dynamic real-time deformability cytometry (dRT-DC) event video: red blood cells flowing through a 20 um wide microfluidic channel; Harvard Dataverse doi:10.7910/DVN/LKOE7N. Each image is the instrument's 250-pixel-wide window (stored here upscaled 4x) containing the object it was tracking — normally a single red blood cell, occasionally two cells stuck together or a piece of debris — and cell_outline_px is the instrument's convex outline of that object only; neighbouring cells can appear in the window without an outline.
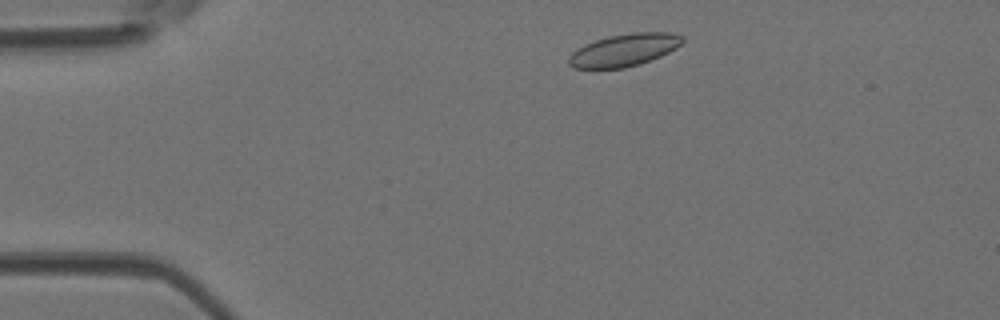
{"species": "Egyptian fruit bat (a non-hibernating species)", "species_latin": "Rousettus aegyptiacus", "temperature_condition": "room temperature", "stored_images_in_passage": 4, "camera_frame_rate_fps": 3000, "um_per_image_px": 0.085, "animal": {"sex": "female"}, "frame": {"image": 1, "passage_image": 1, "time_ms": 0.0, "image_size_px": [1000, 320], "cell_outline_px": [[684, 40], [676, 48], [660, 56], [640, 64], [624, 68], [572, 68], [568, 64], [568, 56], [572, 52], [584, 44], [608, 36], [632, 32], [672, 32], [684, 36]], "centroid_in_image_um": [53.05, 4.24], "position_along_channel_um": 32.0, "area_um2": 21.56}}
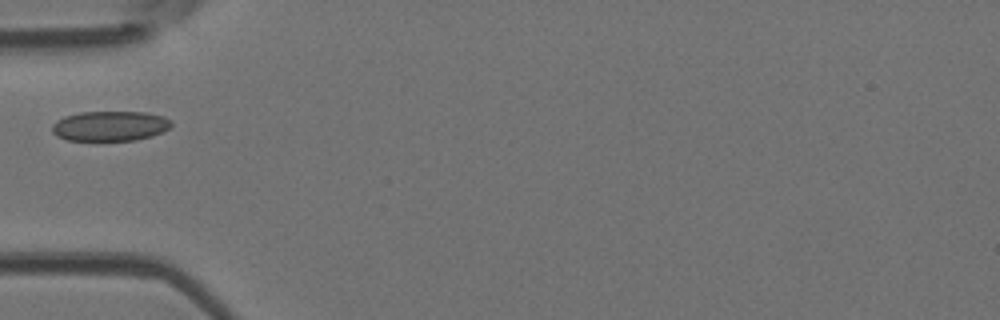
{"frame": {"image": 2, "passage_image": 3, "time_ms": 0.667, "image_size_px": [1000, 320], "cell_outline_px": [[172, 124], [168, 128], [152, 136], [136, 140], [68, 140], [56, 136], [52, 132], [52, 124], [56, 120], [64, 116], [80, 112], [144, 112], [164, 116], [172, 120]], "centroid_in_image_um": [9.33, 10.7], "position_along_channel_um": 75.7, "area_um2": 20.87}}
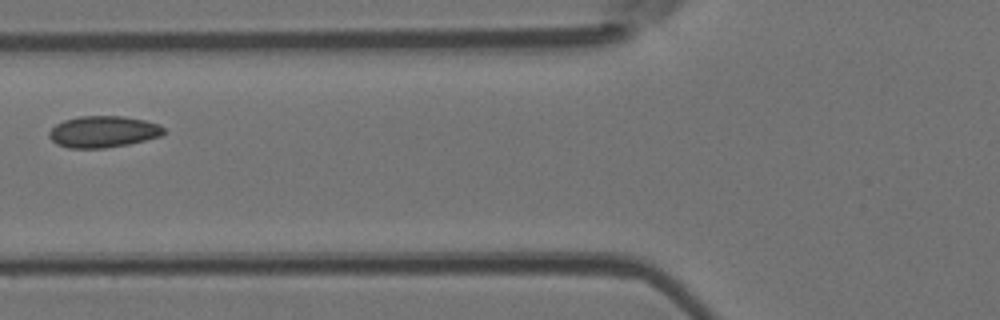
{"frame": {"image": 3, "passage_image": 4, "time_ms": 1.0, "image_size_px": [1000, 320], "cell_outline_px": [[164, 132], [160, 136], [128, 144], [104, 148], [68, 148], [56, 144], [48, 136], [48, 132], [56, 124], [64, 120], [80, 116], [124, 116], [144, 120], [160, 124], [164, 128]], "centroid_in_image_um": [8.75, 11.19], "position_along_channel_um": 117.1, "area_um2": 21.04}}